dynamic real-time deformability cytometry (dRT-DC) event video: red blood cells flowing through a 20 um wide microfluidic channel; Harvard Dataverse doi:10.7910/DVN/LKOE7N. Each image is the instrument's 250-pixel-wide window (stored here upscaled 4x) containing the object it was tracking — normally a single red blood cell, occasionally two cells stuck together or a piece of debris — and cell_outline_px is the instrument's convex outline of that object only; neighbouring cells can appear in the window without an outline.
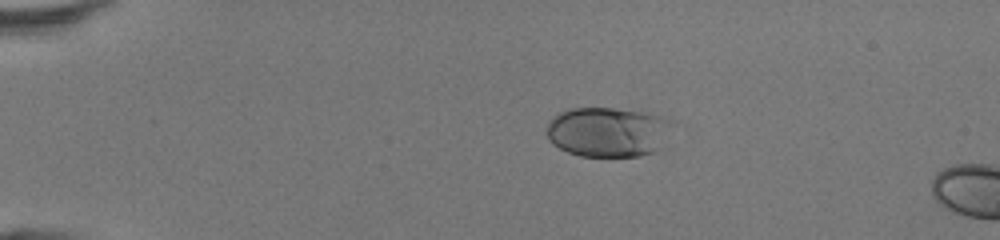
{"species": "human", "species_latin": "Homo sapiens", "temperature_condition": "room temperature", "stored_images_in_passage": 38, "camera_frame_rate_fps": 3000, "um_per_image_px": 0.085, "donor": {"sex": "female"}, "frame": {"image": 1, "passage_image": 1, "time_ms": 0.0, "image_size_px": [1000, 240], "cell_outline_px": [[668, 120], [656, 148], [652, 152], [640, 156], [580, 156], [568, 152], [552, 144], [548, 140], [544, 128], [548, 120], [560, 112], [568, 108], [640, 108], [664, 116]], "centroid_in_image_um": [51.52, 11.17], "position_along_channel_um": 33.5, "area_um2": 36.36}}
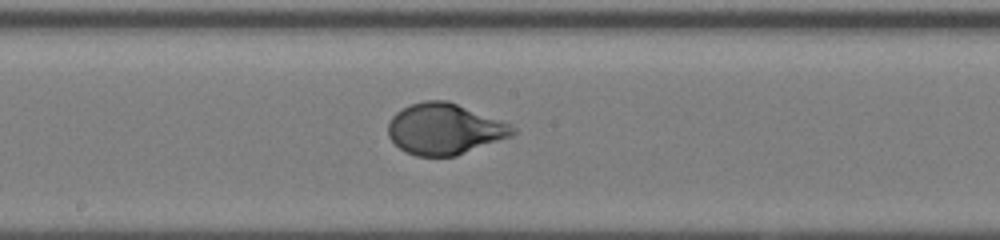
{"frame": {"image": 2, "passage_image": 18, "time_ms": 5.667, "image_size_px": [1000, 240], "cell_outline_px": [[516, 132], [512, 136], [456, 156], [416, 156], [404, 152], [388, 136], [388, 124], [392, 116], [396, 112], [412, 104], [424, 100], [448, 100], [500, 120], [516, 128]], "centroid_in_image_um": [37.78, 10.97], "position_along_channel_um": 210.4, "area_um2": 36.93}}
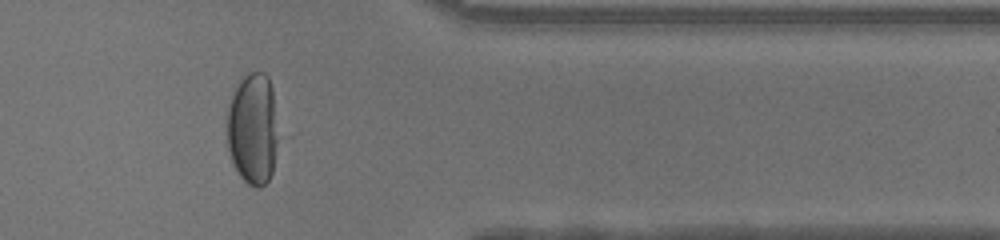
{"frame": {"image": 3, "passage_image": 31, "time_ms": 10.0, "image_size_px": [1000, 240], "cell_outline_px": [[276, 140], [272, 172], [268, 180], [260, 188], [256, 188], [248, 184], [240, 176], [232, 160], [228, 148], [228, 108], [232, 96], [244, 72], [264, 72], [268, 76], [272, 88], [276, 136]], "centroid_in_image_um": [21.47, 10.93], "position_along_channel_um": 389.9, "area_um2": 32.6}, "authors_computed_cell_mechanics": {"area_um2": 36.6452, "velocity_mm_per_s": 4.356, "shape_relaxation_time_tau1_ms": 3.2904, "shape_relaxation_time_tau2_ms": null, "deformation_change_tau1": 0.2053, "deformation_change_tau2": null}}